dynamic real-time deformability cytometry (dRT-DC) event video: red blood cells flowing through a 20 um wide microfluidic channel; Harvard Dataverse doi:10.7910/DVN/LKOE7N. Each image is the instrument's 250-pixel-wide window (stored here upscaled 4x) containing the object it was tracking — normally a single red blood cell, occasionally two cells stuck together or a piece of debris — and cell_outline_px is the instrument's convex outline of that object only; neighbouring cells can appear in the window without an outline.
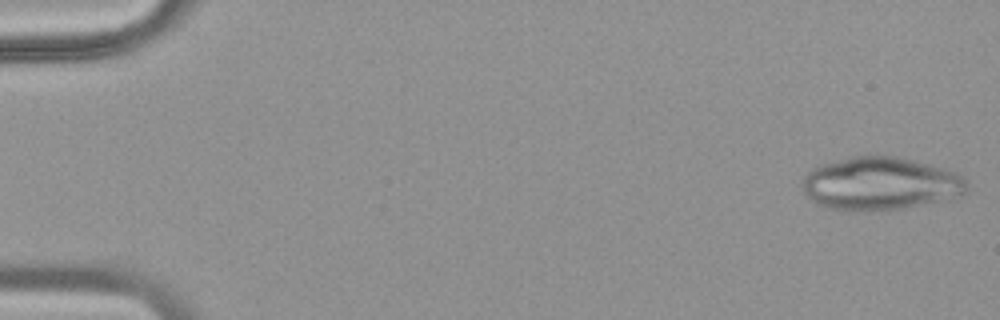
{"species": "common noctule bat (a hibernating species)", "species_latin": "Nyctalus noctula", "temperature_condition": "warm", "stored_images_in_passage": 19, "camera_frame_rate_fps": 3000, "um_per_image_px": 0.085, "animal": {"sex": "female", "body_mass_g": 18.4}, "frame": {"image": 1, "passage_image": 1, "time_ms": 0.0, "image_size_px": [1000, 320], "cell_outline_px": [[968, 188], [964, 192], [940, 200], [904, 208], [852, 212], [848, 212], [824, 208], [816, 204], [804, 196], [804, 176], [812, 168], [820, 164], [852, 156], [900, 156], [944, 168], [956, 172], [968, 180]], "centroid_in_image_um": [74.77, 15.61], "position_along_channel_um": 10.2, "area_um2": 51.1}}